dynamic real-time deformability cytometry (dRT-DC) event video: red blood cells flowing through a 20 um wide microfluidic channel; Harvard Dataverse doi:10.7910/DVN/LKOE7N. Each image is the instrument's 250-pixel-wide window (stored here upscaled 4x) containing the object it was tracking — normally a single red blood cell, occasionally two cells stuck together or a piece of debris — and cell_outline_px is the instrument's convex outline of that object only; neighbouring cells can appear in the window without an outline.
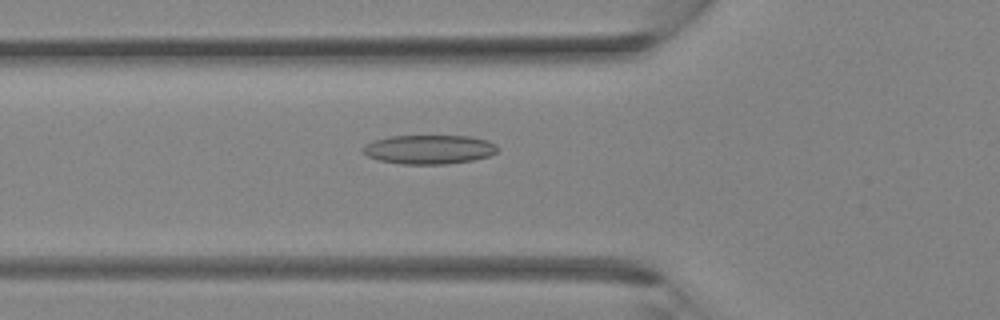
{"species": "Egyptian fruit bat (a non-hibernating species)", "species_latin": "Rousettus aegyptiacus", "temperature_condition": "room temperature", "stored_images_in_passage": 36, "camera_frame_rate_fps": 3000, "um_per_image_px": 0.085, "animal": {"sex": "female"}, "frame": {"image": 1, "passage_image": 13, "time_ms": 4.0, "image_size_px": [1000, 320], "cell_outline_px": [[496, 152], [488, 156], [472, 160], [444, 164], [400, 164], [380, 160], [368, 156], [360, 148], [376, 140], [392, 136], [468, 136], [488, 140], [496, 144]], "centroid_in_image_um": [36.48, 12.7], "position_along_channel_um": 89.3, "area_um2": 22.54}}
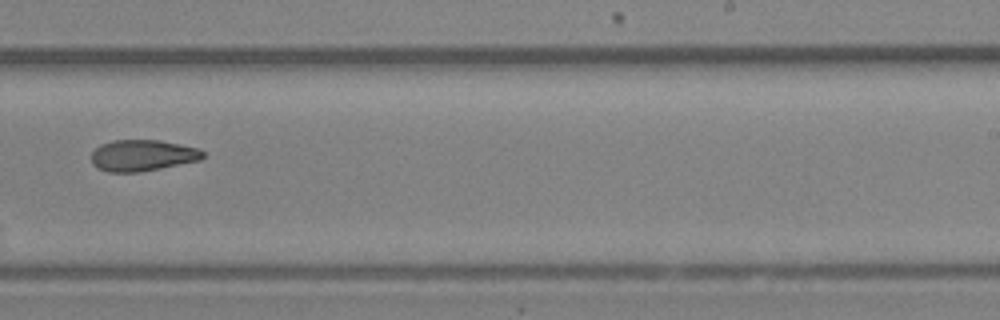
{"frame": {"image": 2, "passage_image": 23, "time_ms": 7.333, "image_size_px": [1000, 320], "cell_outline_px": [[204, 156], [200, 160], [140, 172], [108, 172], [96, 168], [92, 164], [92, 152], [100, 144], [112, 140], [160, 140], [200, 148], [204, 152]], "centroid_in_image_um": [12.1, 13.21], "position_along_channel_um": 276.9, "area_um2": 20.46}}
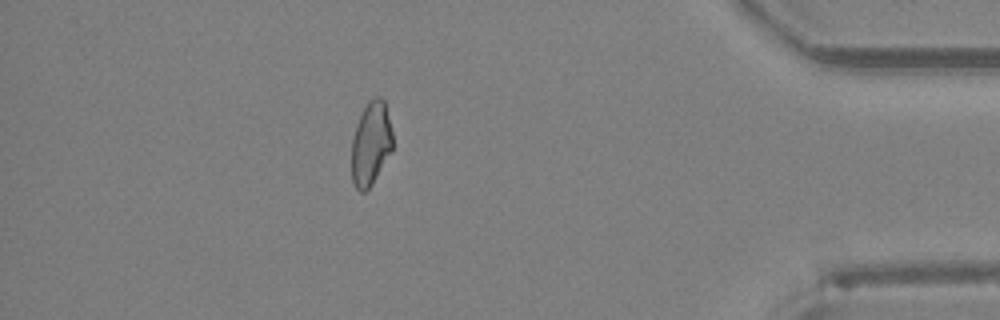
{"frame": {"image": 3, "passage_image": 32, "time_ms": 10.333, "image_size_px": [1000, 320], "cell_outline_px": [[392, 148], [372, 184], [364, 192], [360, 192], [356, 188], [352, 180], [352, 136], [356, 124], [368, 100], [372, 96], [380, 96], [384, 100], [392, 132]], "centroid_in_image_um": [31.5, 12.17], "position_along_channel_um": 403.7, "area_um2": 19.83}}